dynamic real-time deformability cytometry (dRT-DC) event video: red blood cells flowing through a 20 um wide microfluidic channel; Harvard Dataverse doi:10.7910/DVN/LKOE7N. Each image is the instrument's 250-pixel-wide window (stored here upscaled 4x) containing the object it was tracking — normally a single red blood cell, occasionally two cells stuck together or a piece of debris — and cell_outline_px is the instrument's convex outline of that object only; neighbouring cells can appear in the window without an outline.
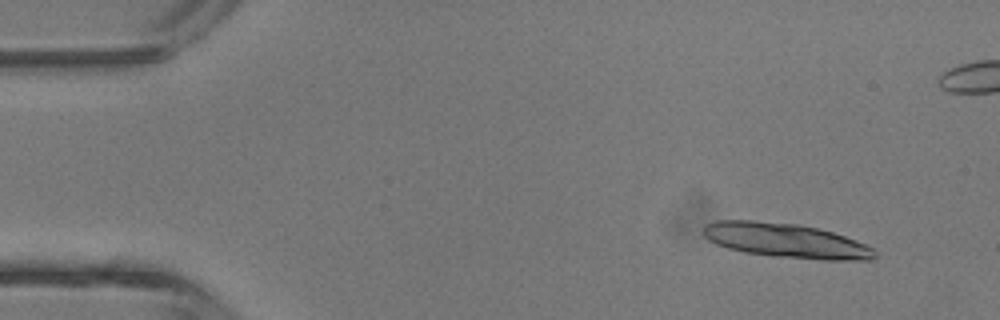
{"species": "common noctule bat (a hibernating species)", "species_latin": "Nyctalus noctula", "temperature_condition": "room temperature", "stored_images_in_passage": 5, "camera_frame_rate_fps": 3000, "um_per_image_px": 0.085, "animal": {"sex": "male", "body_mass_g": 13.3}, "frame": {"image": 1, "passage_image": 2, "time_ms": 1.0, "image_size_px": [1000, 320], "cell_outline_px": [[876, 256], [872, 260], [820, 260], [772, 256], [744, 252], [728, 248], [716, 244], [708, 240], [704, 236], [704, 228], [708, 224], [716, 220], [752, 220], [800, 224], [832, 232], [856, 240], [872, 248], [876, 252]], "centroid_in_image_um": [66.81, 20.45], "position_along_channel_um": 18.2, "area_um2": 34.45}}